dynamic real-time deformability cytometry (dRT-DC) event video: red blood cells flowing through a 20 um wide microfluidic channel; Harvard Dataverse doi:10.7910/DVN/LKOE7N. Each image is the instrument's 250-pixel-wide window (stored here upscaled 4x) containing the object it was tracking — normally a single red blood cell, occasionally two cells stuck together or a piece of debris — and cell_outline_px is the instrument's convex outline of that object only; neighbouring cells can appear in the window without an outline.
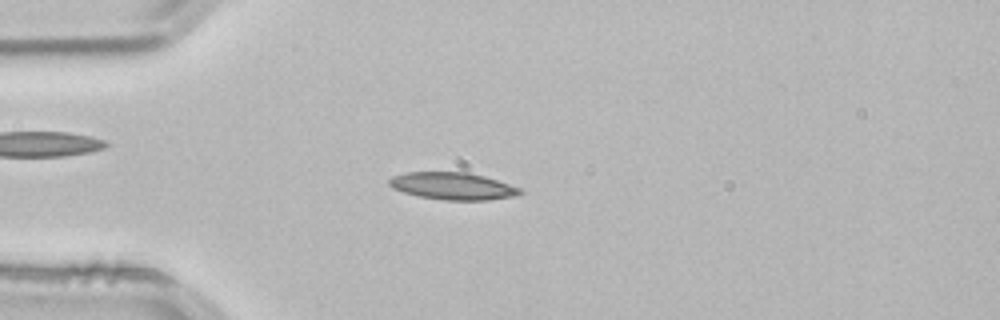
{"species": "common noctule bat (a hibernating species)", "species_latin": "Nyctalus noctula", "temperature_condition": "room temperature", "stored_images_in_passage": 52, "camera_frame_rate_fps": 3000, "um_per_image_px": 0.085, "animal": {"sex": "male", "body_mass_g": 21.5, "forearm_length_mm": 52.0}, "frame": {"image": 1, "passage_image": 13, "time_ms": 4.0, "image_size_px": [1000, 320], "cell_outline_px": [[524, 192], [516, 196], [488, 200], [444, 200], [420, 196], [404, 192], [392, 188], [388, 184], [388, 180], [392, 176], [408, 172], [468, 172], [484, 176], [520, 188]], "centroid_in_image_um": [38.48, 15.81], "position_along_channel_um": 46.5, "area_um2": 20.69}}
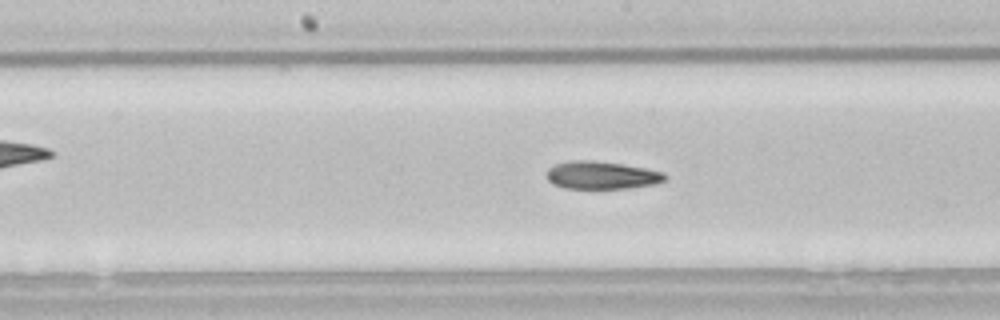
{"frame": {"image": 2, "passage_image": 26, "time_ms": 8.333, "image_size_px": [1000, 320], "cell_outline_px": [[668, 180], [652, 184], [628, 188], [564, 188], [552, 184], [548, 180], [544, 172], [548, 168], [556, 164], [572, 160], [592, 160], [620, 164], [644, 168], [664, 172], [668, 176]], "centroid_in_image_um": [51.11, 14.89], "position_along_channel_um": 197.1, "area_um2": 19.19}}
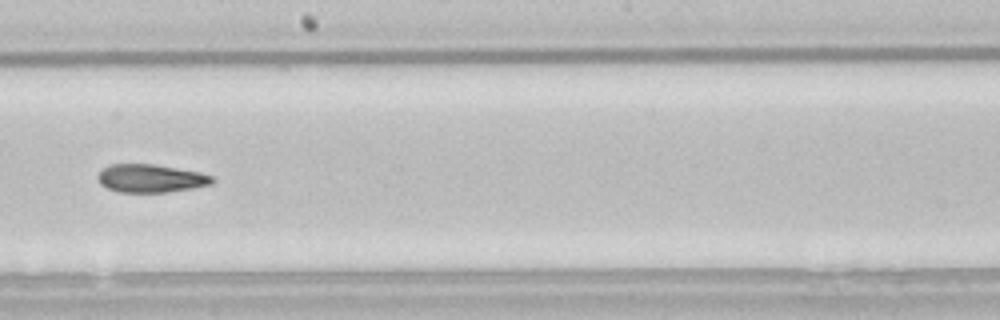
{"frame": {"image": 3, "passage_image": 29, "time_ms": 9.333, "image_size_px": [1000, 320], "cell_outline_px": [[216, 180], [212, 184], [192, 188], [168, 192], [116, 192], [100, 184], [96, 176], [108, 164], [156, 164], [200, 172], [212, 176]], "centroid_in_image_um": [12.81, 15.16], "position_along_channel_um": 235.4, "area_um2": 18.9}, "authors_computed_cell_mechanics": {"area_um2": 19.5653, "velocity_mm_per_s": 3.8429, "shape_relaxation_time_tau1_ms": null, "shape_relaxation_time_tau2_ms": 2.9152, "deformation_change_tau1": null, "deformation_change_tau2": 0.0985}}